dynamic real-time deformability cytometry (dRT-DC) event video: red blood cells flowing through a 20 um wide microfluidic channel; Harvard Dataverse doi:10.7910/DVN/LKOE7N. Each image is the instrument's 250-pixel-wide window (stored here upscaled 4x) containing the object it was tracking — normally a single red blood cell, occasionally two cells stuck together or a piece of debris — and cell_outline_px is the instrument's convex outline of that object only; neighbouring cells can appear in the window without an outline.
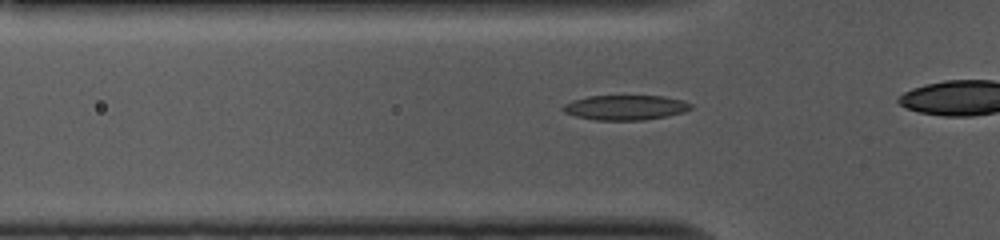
{"species": "common noctule bat (a hibernating species)", "species_latin": "Nyctalus noctula", "temperature_condition": "cold", "stored_images_in_passage": 37, "camera_frame_rate_fps": 3000, "um_per_image_px": 0.085, "animal": {"sex": "female", "body_mass_g": 10.0, "forearm_length_mm": 53.1}, "frame": {"image": 1, "passage_image": 12, "time_ms": 3.667, "image_size_px": [1000, 240], "cell_outline_px": [[692, 108], [684, 112], [668, 116], [644, 120], [596, 120], [576, 116], [564, 112], [560, 108], [564, 104], [572, 100], [588, 96], [664, 96], [684, 100], [692, 104]], "centroid_in_image_um": [53.17, 9.14], "position_along_channel_um": 72.6, "area_um2": 18.67}}
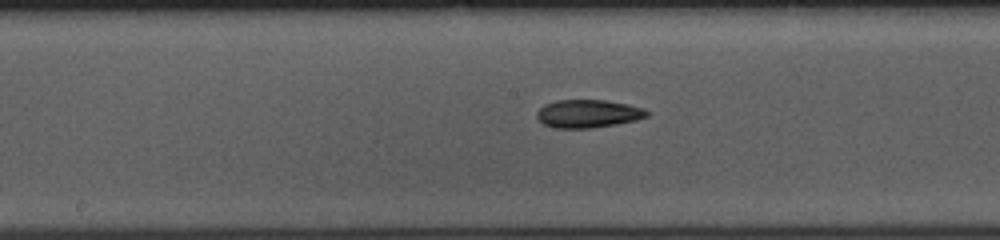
{"frame": {"image": 2, "passage_image": 22, "time_ms": 7.0, "image_size_px": [1000, 240], "cell_outline_px": [[648, 116], [636, 120], [616, 124], [592, 128], [556, 128], [544, 124], [536, 116], [536, 112], [544, 104], [556, 100], [604, 100], [628, 104], [644, 108], [648, 112]], "centroid_in_image_um": [49.98, 9.66], "position_along_channel_um": 198.2, "area_um2": 17.98}}
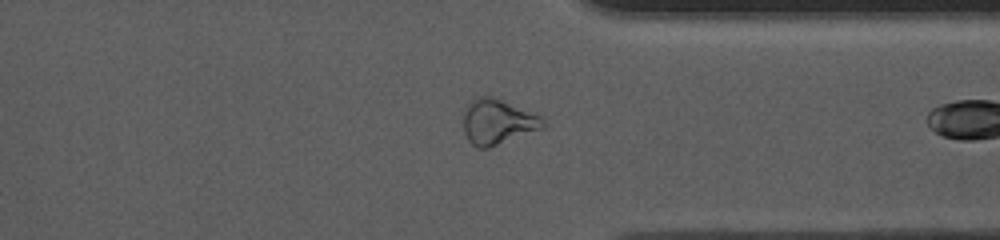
{"frame": {"image": 3, "passage_image": 36, "time_ms": 11.667, "image_size_px": [1000, 240], "cell_outline_px": [[544, 128], [488, 148], [476, 148], [468, 140], [464, 132], [464, 104], [468, 100], [476, 96], [496, 96], [544, 116]], "centroid_in_image_um": [42.3, 10.3], "position_along_channel_um": 369.1, "area_um2": 21.68}}